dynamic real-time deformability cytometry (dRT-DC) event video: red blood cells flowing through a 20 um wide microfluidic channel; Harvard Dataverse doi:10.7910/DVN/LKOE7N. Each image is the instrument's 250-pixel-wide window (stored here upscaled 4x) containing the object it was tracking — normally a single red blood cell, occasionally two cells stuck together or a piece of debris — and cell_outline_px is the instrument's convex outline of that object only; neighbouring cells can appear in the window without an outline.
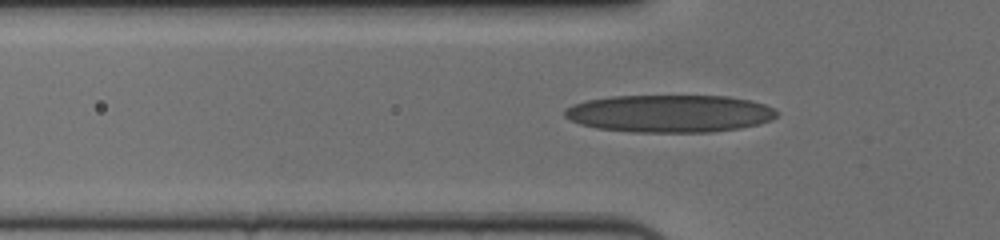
{"species": "human", "species_latin": "Homo sapiens", "temperature_condition": "cold", "stored_images_in_passage": 43, "camera_frame_rate_fps": 3000, "um_per_image_px": 0.085, "donor": {"sex": "female"}, "frame": {"image": 1, "passage_image": 11, "time_ms": 3.333, "image_size_px": [1000, 240], "cell_outline_px": [[776, 116], [772, 120], [760, 124], [744, 128], [712, 132], [632, 132], [596, 128], [580, 124], [564, 116], [564, 108], [572, 104], [588, 100], [612, 96], [728, 96], [752, 100], [764, 104], [772, 108], [776, 112]], "centroid_in_image_um": [56.93, 9.65], "position_along_channel_um": 68.9, "area_um2": 46.64}}
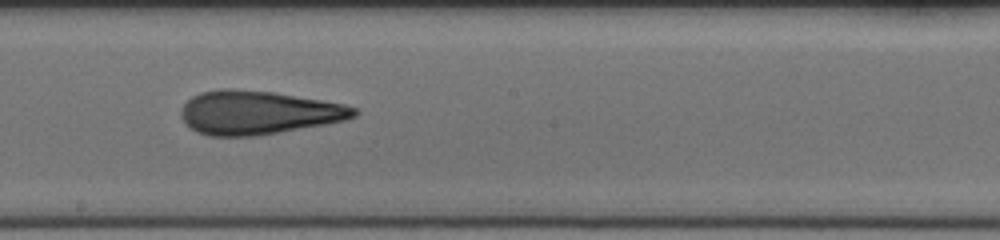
{"frame": {"image": 2, "passage_image": 24, "time_ms": 7.667, "image_size_px": [1000, 240], "cell_outline_px": [[360, 112], [356, 116], [344, 120], [324, 124], [256, 136], [208, 136], [196, 132], [180, 116], [180, 112], [184, 104], [192, 96], [200, 92], [220, 88], [232, 88], [272, 92], [344, 104], [356, 108]], "centroid_in_image_um": [21.92, 9.56], "position_along_channel_um": 226.3, "area_um2": 43.81}}
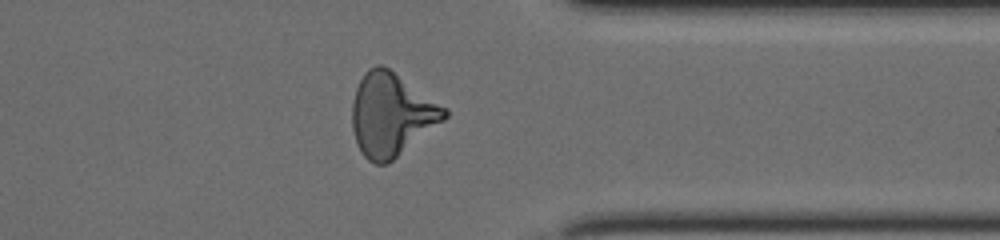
{"frame": {"image": 3, "passage_image": 37, "time_ms": 12.0, "image_size_px": [1000, 240], "cell_outline_px": [[448, 116], [444, 120], [388, 164], [376, 164], [368, 160], [364, 156], [356, 144], [352, 128], [352, 104], [356, 88], [364, 72], [368, 68], [376, 64], [380, 64], [388, 68], [448, 108]], "centroid_in_image_um": [33.26, 9.74], "position_along_channel_um": 378.1, "area_um2": 44.56}, "authors_computed_cell_mechanics": {"area_um2": 43.639, "velocity_mm_per_s": 3.6514, "shape_relaxation_time_tau1_ms": null, "shape_relaxation_time_tau2_ms": 2.5309, "deformation_change_tau1": null, "deformation_change_tau2": 0.1214}}